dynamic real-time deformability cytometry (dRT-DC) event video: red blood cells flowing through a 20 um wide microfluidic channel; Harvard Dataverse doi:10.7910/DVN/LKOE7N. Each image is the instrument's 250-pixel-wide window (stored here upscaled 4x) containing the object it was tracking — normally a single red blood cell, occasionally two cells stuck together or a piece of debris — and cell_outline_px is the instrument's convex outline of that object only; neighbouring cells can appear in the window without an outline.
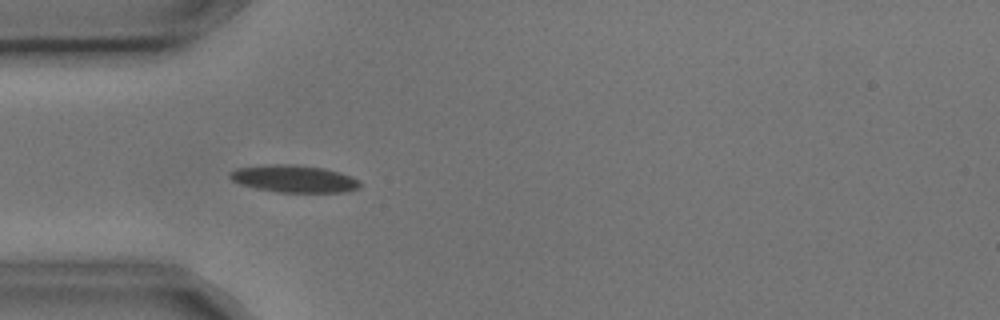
{"species": "common noctule bat (a hibernating species)", "species_latin": "Nyctalus noctula", "temperature_condition": "cold", "stored_images_in_passage": 3, "camera_frame_rate_fps": 3000, "um_per_image_px": 0.085, "animal": {"sex": "male", "body_mass_g": 17.9, "forearm_length_mm": 54.2}, "frame": {"image": 1, "passage_image": 3, "time_ms": 0.667, "image_size_px": [1000, 320], "cell_outline_px": [[360, 188], [348, 192], [276, 192], [256, 188], [240, 184], [232, 180], [228, 176], [228, 172], [236, 168], [272, 164], [296, 164], [324, 168], [340, 172], [352, 176], [360, 180]], "centroid_in_image_um": [25.01, 15.19], "position_along_channel_um": 60.0, "area_um2": 20.92}}